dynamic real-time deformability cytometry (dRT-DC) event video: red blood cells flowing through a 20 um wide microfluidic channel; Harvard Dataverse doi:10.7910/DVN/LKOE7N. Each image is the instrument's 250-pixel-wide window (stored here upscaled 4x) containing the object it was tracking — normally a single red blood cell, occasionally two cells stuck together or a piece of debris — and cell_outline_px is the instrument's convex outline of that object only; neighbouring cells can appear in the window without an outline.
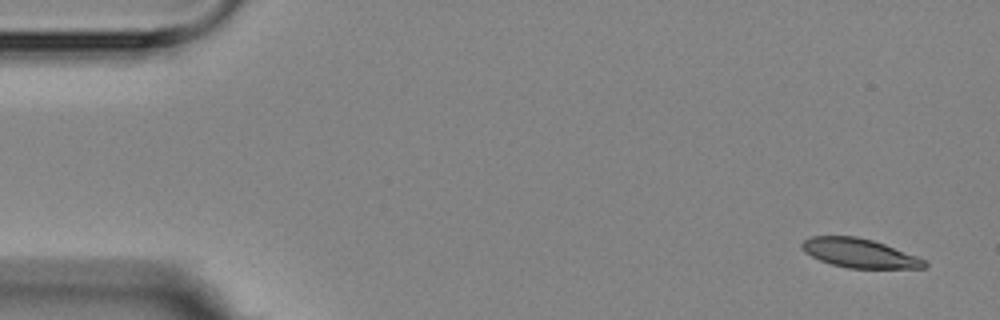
{"species": "Egyptian fruit bat (a non-hibernating species)", "species_latin": "Rousettus aegyptiacus", "temperature_condition": "room temperature", "stored_images_in_passage": 6, "camera_frame_rate_fps": 3000, "um_per_image_px": 0.085, "animal": {"sex": "female"}, "frame": {"image": 1, "passage_image": 1, "time_ms": 0.0, "image_size_px": [1000, 320], "cell_outline_px": [[928, 264], [924, 268], [848, 268], [832, 264], [820, 260], [804, 252], [800, 248], [800, 244], [804, 240], [812, 236], [856, 236], [872, 240], [884, 244], [916, 256], [924, 260]], "centroid_in_image_um": [73.01, 21.51], "position_along_channel_um": 12.0, "area_um2": 20.58}}
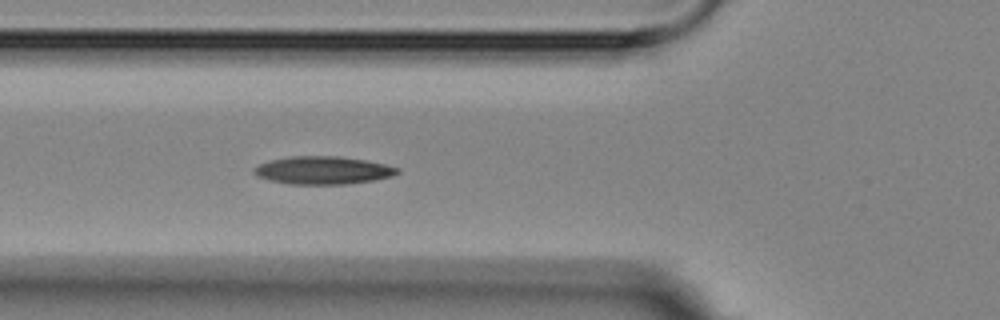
{"frame": {"image": 2, "passage_image": 6, "time_ms": 5.667, "image_size_px": [1000, 320], "cell_outline_px": [[400, 172], [392, 176], [376, 180], [348, 184], [292, 184], [268, 180], [256, 176], [252, 172], [252, 168], [260, 164], [272, 160], [288, 156], [340, 156], [364, 160], [384, 164], [400, 168]], "centroid_in_image_um": [27.45, 14.48], "position_along_channel_um": 98.4, "area_um2": 23.41}}